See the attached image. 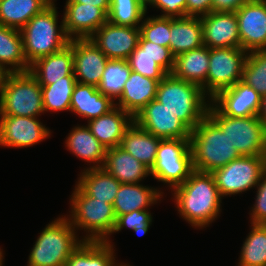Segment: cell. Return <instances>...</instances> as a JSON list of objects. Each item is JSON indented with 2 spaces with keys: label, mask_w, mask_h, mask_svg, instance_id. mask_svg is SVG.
<instances>
[{
  "label": "cell",
  "mask_w": 266,
  "mask_h": 266,
  "mask_svg": "<svg viewBox=\"0 0 266 266\" xmlns=\"http://www.w3.org/2000/svg\"><path fill=\"white\" fill-rule=\"evenodd\" d=\"M3 250L0 248V266H3V259H4V255H3Z\"/></svg>",
  "instance_id": "cell-50"
},
{
  "label": "cell",
  "mask_w": 266,
  "mask_h": 266,
  "mask_svg": "<svg viewBox=\"0 0 266 266\" xmlns=\"http://www.w3.org/2000/svg\"><path fill=\"white\" fill-rule=\"evenodd\" d=\"M193 170L190 139L160 141L155 164L150 170L154 179L173 189L184 183Z\"/></svg>",
  "instance_id": "cell-9"
},
{
  "label": "cell",
  "mask_w": 266,
  "mask_h": 266,
  "mask_svg": "<svg viewBox=\"0 0 266 266\" xmlns=\"http://www.w3.org/2000/svg\"><path fill=\"white\" fill-rule=\"evenodd\" d=\"M161 140L133 121L126 130L120 147L151 170Z\"/></svg>",
  "instance_id": "cell-30"
},
{
  "label": "cell",
  "mask_w": 266,
  "mask_h": 266,
  "mask_svg": "<svg viewBox=\"0 0 266 266\" xmlns=\"http://www.w3.org/2000/svg\"><path fill=\"white\" fill-rule=\"evenodd\" d=\"M113 244L105 241H82L71 253L65 266H121L116 263Z\"/></svg>",
  "instance_id": "cell-33"
},
{
  "label": "cell",
  "mask_w": 266,
  "mask_h": 266,
  "mask_svg": "<svg viewBox=\"0 0 266 266\" xmlns=\"http://www.w3.org/2000/svg\"><path fill=\"white\" fill-rule=\"evenodd\" d=\"M44 114L42 88L29 72L11 73L0 100V115L39 117Z\"/></svg>",
  "instance_id": "cell-8"
},
{
  "label": "cell",
  "mask_w": 266,
  "mask_h": 266,
  "mask_svg": "<svg viewBox=\"0 0 266 266\" xmlns=\"http://www.w3.org/2000/svg\"><path fill=\"white\" fill-rule=\"evenodd\" d=\"M242 81L254 88L261 96L266 94V49L248 53Z\"/></svg>",
  "instance_id": "cell-39"
},
{
  "label": "cell",
  "mask_w": 266,
  "mask_h": 266,
  "mask_svg": "<svg viewBox=\"0 0 266 266\" xmlns=\"http://www.w3.org/2000/svg\"><path fill=\"white\" fill-rule=\"evenodd\" d=\"M65 146L77 158L93 164L88 168H102L106 148L92 134L89 127L75 126L65 140Z\"/></svg>",
  "instance_id": "cell-29"
},
{
  "label": "cell",
  "mask_w": 266,
  "mask_h": 266,
  "mask_svg": "<svg viewBox=\"0 0 266 266\" xmlns=\"http://www.w3.org/2000/svg\"><path fill=\"white\" fill-rule=\"evenodd\" d=\"M207 115L226 133L241 156H266V129L258 116L229 117L211 101Z\"/></svg>",
  "instance_id": "cell-7"
},
{
  "label": "cell",
  "mask_w": 266,
  "mask_h": 266,
  "mask_svg": "<svg viewBox=\"0 0 266 266\" xmlns=\"http://www.w3.org/2000/svg\"><path fill=\"white\" fill-rule=\"evenodd\" d=\"M51 130L38 117L0 115V146L26 148L49 138Z\"/></svg>",
  "instance_id": "cell-13"
},
{
  "label": "cell",
  "mask_w": 266,
  "mask_h": 266,
  "mask_svg": "<svg viewBox=\"0 0 266 266\" xmlns=\"http://www.w3.org/2000/svg\"><path fill=\"white\" fill-rule=\"evenodd\" d=\"M10 74L11 72L8 69L0 66V100L5 89L6 81Z\"/></svg>",
  "instance_id": "cell-47"
},
{
  "label": "cell",
  "mask_w": 266,
  "mask_h": 266,
  "mask_svg": "<svg viewBox=\"0 0 266 266\" xmlns=\"http://www.w3.org/2000/svg\"><path fill=\"white\" fill-rule=\"evenodd\" d=\"M83 240L63 215L46 225L33 245L27 266H65Z\"/></svg>",
  "instance_id": "cell-6"
},
{
  "label": "cell",
  "mask_w": 266,
  "mask_h": 266,
  "mask_svg": "<svg viewBox=\"0 0 266 266\" xmlns=\"http://www.w3.org/2000/svg\"><path fill=\"white\" fill-rule=\"evenodd\" d=\"M190 149L193 169L201 172L212 173L241 156L208 115L191 131Z\"/></svg>",
  "instance_id": "cell-3"
},
{
  "label": "cell",
  "mask_w": 266,
  "mask_h": 266,
  "mask_svg": "<svg viewBox=\"0 0 266 266\" xmlns=\"http://www.w3.org/2000/svg\"><path fill=\"white\" fill-rule=\"evenodd\" d=\"M134 117L119 107L98 118L91 119L87 126L98 141L106 148L120 146L121 140L133 123Z\"/></svg>",
  "instance_id": "cell-21"
},
{
  "label": "cell",
  "mask_w": 266,
  "mask_h": 266,
  "mask_svg": "<svg viewBox=\"0 0 266 266\" xmlns=\"http://www.w3.org/2000/svg\"><path fill=\"white\" fill-rule=\"evenodd\" d=\"M204 45L200 17H170L169 48L174 56Z\"/></svg>",
  "instance_id": "cell-28"
},
{
  "label": "cell",
  "mask_w": 266,
  "mask_h": 266,
  "mask_svg": "<svg viewBox=\"0 0 266 266\" xmlns=\"http://www.w3.org/2000/svg\"><path fill=\"white\" fill-rule=\"evenodd\" d=\"M249 0H212L211 12H237Z\"/></svg>",
  "instance_id": "cell-45"
},
{
  "label": "cell",
  "mask_w": 266,
  "mask_h": 266,
  "mask_svg": "<svg viewBox=\"0 0 266 266\" xmlns=\"http://www.w3.org/2000/svg\"><path fill=\"white\" fill-rule=\"evenodd\" d=\"M64 8L63 25L70 40L90 38L108 21V15L93 5L66 2Z\"/></svg>",
  "instance_id": "cell-19"
},
{
  "label": "cell",
  "mask_w": 266,
  "mask_h": 266,
  "mask_svg": "<svg viewBox=\"0 0 266 266\" xmlns=\"http://www.w3.org/2000/svg\"><path fill=\"white\" fill-rule=\"evenodd\" d=\"M66 2H76L81 4L93 5L101 8L107 15L110 10V0H67Z\"/></svg>",
  "instance_id": "cell-46"
},
{
  "label": "cell",
  "mask_w": 266,
  "mask_h": 266,
  "mask_svg": "<svg viewBox=\"0 0 266 266\" xmlns=\"http://www.w3.org/2000/svg\"><path fill=\"white\" fill-rule=\"evenodd\" d=\"M156 100L175 114L191 131L207 115L210 103V99L199 85L178 79L172 74H167L159 82Z\"/></svg>",
  "instance_id": "cell-2"
},
{
  "label": "cell",
  "mask_w": 266,
  "mask_h": 266,
  "mask_svg": "<svg viewBox=\"0 0 266 266\" xmlns=\"http://www.w3.org/2000/svg\"><path fill=\"white\" fill-rule=\"evenodd\" d=\"M160 9L163 13L161 17H185L186 0H153L149 7Z\"/></svg>",
  "instance_id": "cell-43"
},
{
  "label": "cell",
  "mask_w": 266,
  "mask_h": 266,
  "mask_svg": "<svg viewBox=\"0 0 266 266\" xmlns=\"http://www.w3.org/2000/svg\"><path fill=\"white\" fill-rule=\"evenodd\" d=\"M251 224L240 251L238 266H266V225Z\"/></svg>",
  "instance_id": "cell-37"
},
{
  "label": "cell",
  "mask_w": 266,
  "mask_h": 266,
  "mask_svg": "<svg viewBox=\"0 0 266 266\" xmlns=\"http://www.w3.org/2000/svg\"><path fill=\"white\" fill-rule=\"evenodd\" d=\"M209 69V48L205 45L175 56L171 74L187 82L199 85L206 95Z\"/></svg>",
  "instance_id": "cell-27"
},
{
  "label": "cell",
  "mask_w": 266,
  "mask_h": 266,
  "mask_svg": "<svg viewBox=\"0 0 266 266\" xmlns=\"http://www.w3.org/2000/svg\"><path fill=\"white\" fill-rule=\"evenodd\" d=\"M266 172V156H239L212 172L221 197L253 189Z\"/></svg>",
  "instance_id": "cell-10"
},
{
  "label": "cell",
  "mask_w": 266,
  "mask_h": 266,
  "mask_svg": "<svg viewBox=\"0 0 266 266\" xmlns=\"http://www.w3.org/2000/svg\"><path fill=\"white\" fill-rule=\"evenodd\" d=\"M257 193L255 203L250 211V221L254 224L266 225V172L256 185Z\"/></svg>",
  "instance_id": "cell-42"
},
{
  "label": "cell",
  "mask_w": 266,
  "mask_h": 266,
  "mask_svg": "<svg viewBox=\"0 0 266 266\" xmlns=\"http://www.w3.org/2000/svg\"><path fill=\"white\" fill-rule=\"evenodd\" d=\"M147 8L139 0H110L108 21L115 25L139 27Z\"/></svg>",
  "instance_id": "cell-38"
},
{
  "label": "cell",
  "mask_w": 266,
  "mask_h": 266,
  "mask_svg": "<svg viewBox=\"0 0 266 266\" xmlns=\"http://www.w3.org/2000/svg\"><path fill=\"white\" fill-rule=\"evenodd\" d=\"M76 185L86 195L113 205L121 183L103 168H84Z\"/></svg>",
  "instance_id": "cell-31"
},
{
  "label": "cell",
  "mask_w": 266,
  "mask_h": 266,
  "mask_svg": "<svg viewBox=\"0 0 266 266\" xmlns=\"http://www.w3.org/2000/svg\"><path fill=\"white\" fill-rule=\"evenodd\" d=\"M29 72L40 85H50L52 81L64 80V77L74 75L73 39L60 51L37 59L30 65Z\"/></svg>",
  "instance_id": "cell-22"
},
{
  "label": "cell",
  "mask_w": 266,
  "mask_h": 266,
  "mask_svg": "<svg viewBox=\"0 0 266 266\" xmlns=\"http://www.w3.org/2000/svg\"><path fill=\"white\" fill-rule=\"evenodd\" d=\"M146 8L151 4L153 0H139Z\"/></svg>",
  "instance_id": "cell-49"
},
{
  "label": "cell",
  "mask_w": 266,
  "mask_h": 266,
  "mask_svg": "<svg viewBox=\"0 0 266 266\" xmlns=\"http://www.w3.org/2000/svg\"><path fill=\"white\" fill-rule=\"evenodd\" d=\"M258 117L263 124L264 128L266 129V94L262 96L261 99V108L258 114Z\"/></svg>",
  "instance_id": "cell-48"
},
{
  "label": "cell",
  "mask_w": 266,
  "mask_h": 266,
  "mask_svg": "<svg viewBox=\"0 0 266 266\" xmlns=\"http://www.w3.org/2000/svg\"><path fill=\"white\" fill-rule=\"evenodd\" d=\"M0 66L11 73L27 72V63L21 31L0 24Z\"/></svg>",
  "instance_id": "cell-32"
},
{
  "label": "cell",
  "mask_w": 266,
  "mask_h": 266,
  "mask_svg": "<svg viewBox=\"0 0 266 266\" xmlns=\"http://www.w3.org/2000/svg\"><path fill=\"white\" fill-rule=\"evenodd\" d=\"M54 0L42 12L36 14L20 30L27 63L60 51L69 44L63 20L58 26V11Z\"/></svg>",
  "instance_id": "cell-5"
},
{
  "label": "cell",
  "mask_w": 266,
  "mask_h": 266,
  "mask_svg": "<svg viewBox=\"0 0 266 266\" xmlns=\"http://www.w3.org/2000/svg\"><path fill=\"white\" fill-rule=\"evenodd\" d=\"M140 28L104 23L91 37L108 59L127 60L138 46Z\"/></svg>",
  "instance_id": "cell-15"
},
{
  "label": "cell",
  "mask_w": 266,
  "mask_h": 266,
  "mask_svg": "<svg viewBox=\"0 0 266 266\" xmlns=\"http://www.w3.org/2000/svg\"><path fill=\"white\" fill-rule=\"evenodd\" d=\"M172 191L178 213L192 227H208L220 216L222 197L212 173L193 170Z\"/></svg>",
  "instance_id": "cell-1"
},
{
  "label": "cell",
  "mask_w": 266,
  "mask_h": 266,
  "mask_svg": "<svg viewBox=\"0 0 266 266\" xmlns=\"http://www.w3.org/2000/svg\"><path fill=\"white\" fill-rule=\"evenodd\" d=\"M212 0H186V16L202 17L211 12Z\"/></svg>",
  "instance_id": "cell-44"
},
{
  "label": "cell",
  "mask_w": 266,
  "mask_h": 266,
  "mask_svg": "<svg viewBox=\"0 0 266 266\" xmlns=\"http://www.w3.org/2000/svg\"><path fill=\"white\" fill-rule=\"evenodd\" d=\"M144 18L139 26L140 36L147 41L169 47L170 17L151 16Z\"/></svg>",
  "instance_id": "cell-40"
},
{
  "label": "cell",
  "mask_w": 266,
  "mask_h": 266,
  "mask_svg": "<svg viewBox=\"0 0 266 266\" xmlns=\"http://www.w3.org/2000/svg\"><path fill=\"white\" fill-rule=\"evenodd\" d=\"M158 84L159 81L132 71L121 97L118 102L115 101L116 107L135 117L150 101L156 99Z\"/></svg>",
  "instance_id": "cell-23"
},
{
  "label": "cell",
  "mask_w": 266,
  "mask_h": 266,
  "mask_svg": "<svg viewBox=\"0 0 266 266\" xmlns=\"http://www.w3.org/2000/svg\"><path fill=\"white\" fill-rule=\"evenodd\" d=\"M71 214L67 215L72 227L84 230L83 241H105L111 244L116 225L113 205L86 195L76 184L70 196Z\"/></svg>",
  "instance_id": "cell-4"
},
{
  "label": "cell",
  "mask_w": 266,
  "mask_h": 266,
  "mask_svg": "<svg viewBox=\"0 0 266 266\" xmlns=\"http://www.w3.org/2000/svg\"><path fill=\"white\" fill-rule=\"evenodd\" d=\"M116 107L115 102L105 96L96 86L76 83L71 96L70 111L88 119L107 114Z\"/></svg>",
  "instance_id": "cell-24"
},
{
  "label": "cell",
  "mask_w": 266,
  "mask_h": 266,
  "mask_svg": "<svg viewBox=\"0 0 266 266\" xmlns=\"http://www.w3.org/2000/svg\"><path fill=\"white\" fill-rule=\"evenodd\" d=\"M102 168L120 183H141L150 176V169L120 146L106 149Z\"/></svg>",
  "instance_id": "cell-25"
},
{
  "label": "cell",
  "mask_w": 266,
  "mask_h": 266,
  "mask_svg": "<svg viewBox=\"0 0 266 266\" xmlns=\"http://www.w3.org/2000/svg\"><path fill=\"white\" fill-rule=\"evenodd\" d=\"M262 96L242 80L220 91L210 101L229 117L258 116Z\"/></svg>",
  "instance_id": "cell-17"
},
{
  "label": "cell",
  "mask_w": 266,
  "mask_h": 266,
  "mask_svg": "<svg viewBox=\"0 0 266 266\" xmlns=\"http://www.w3.org/2000/svg\"><path fill=\"white\" fill-rule=\"evenodd\" d=\"M131 72L127 60L108 59L100 84L97 86L98 90L115 102L121 97Z\"/></svg>",
  "instance_id": "cell-35"
},
{
  "label": "cell",
  "mask_w": 266,
  "mask_h": 266,
  "mask_svg": "<svg viewBox=\"0 0 266 266\" xmlns=\"http://www.w3.org/2000/svg\"><path fill=\"white\" fill-rule=\"evenodd\" d=\"M163 193L160 188L140 183H121L113 202L116 218L134 210L149 209V206L161 201Z\"/></svg>",
  "instance_id": "cell-26"
},
{
  "label": "cell",
  "mask_w": 266,
  "mask_h": 266,
  "mask_svg": "<svg viewBox=\"0 0 266 266\" xmlns=\"http://www.w3.org/2000/svg\"><path fill=\"white\" fill-rule=\"evenodd\" d=\"M174 60L169 47L144 40L141 36L138 46L127 59L132 71L159 82L171 74Z\"/></svg>",
  "instance_id": "cell-12"
},
{
  "label": "cell",
  "mask_w": 266,
  "mask_h": 266,
  "mask_svg": "<svg viewBox=\"0 0 266 266\" xmlns=\"http://www.w3.org/2000/svg\"><path fill=\"white\" fill-rule=\"evenodd\" d=\"M200 18L205 46L208 48H241L235 12H210Z\"/></svg>",
  "instance_id": "cell-20"
},
{
  "label": "cell",
  "mask_w": 266,
  "mask_h": 266,
  "mask_svg": "<svg viewBox=\"0 0 266 266\" xmlns=\"http://www.w3.org/2000/svg\"><path fill=\"white\" fill-rule=\"evenodd\" d=\"M76 83L75 76L69 75L64 80L52 81L50 85H40L44 112L70 111L71 96Z\"/></svg>",
  "instance_id": "cell-36"
},
{
  "label": "cell",
  "mask_w": 266,
  "mask_h": 266,
  "mask_svg": "<svg viewBox=\"0 0 266 266\" xmlns=\"http://www.w3.org/2000/svg\"><path fill=\"white\" fill-rule=\"evenodd\" d=\"M247 56L248 52L241 48H209L206 96L210 100L242 80Z\"/></svg>",
  "instance_id": "cell-11"
},
{
  "label": "cell",
  "mask_w": 266,
  "mask_h": 266,
  "mask_svg": "<svg viewBox=\"0 0 266 266\" xmlns=\"http://www.w3.org/2000/svg\"><path fill=\"white\" fill-rule=\"evenodd\" d=\"M148 210L150 209L134 210L130 213L118 216L112 234L121 231L123 228H128L138 235H145L148 232L153 219Z\"/></svg>",
  "instance_id": "cell-41"
},
{
  "label": "cell",
  "mask_w": 266,
  "mask_h": 266,
  "mask_svg": "<svg viewBox=\"0 0 266 266\" xmlns=\"http://www.w3.org/2000/svg\"><path fill=\"white\" fill-rule=\"evenodd\" d=\"M54 0H1L0 24L21 30Z\"/></svg>",
  "instance_id": "cell-34"
},
{
  "label": "cell",
  "mask_w": 266,
  "mask_h": 266,
  "mask_svg": "<svg viewBox=\"0 0 266 266\" xmlns=\"http://www.w3.org/2000/svg\"><path fill=\"white\" fill-rule=\"evenodd\" d=\"M241 49H266V1L249 0L237 12Z\"/></svg>",
  "instance_id": "cell-16"
},
{
  "label": "cell",
  "mask_w": 266,
  "mask_h": 266,
  "mask_svg": "<svg viewBox=\"0 0 266 266\" xmlns=\"http://www.w3.org/2000/svg\"><path fill=\"white\" fill-rule=\"evenodd\" d=\"M152 135L164 139H190L191 130L162 103L153 99L134 117Z\"/></svg>",
  "instance_id": "cell-14"
},
{
  "label": "cell",
  "mask_w": 266,
  "mask_h": 266,
  "mask_svg": "<svg viewBox=\"0 0 266 266\" xmlns=\"http://www.w3.org/2000/svg\"><path fill=\"white\" fill-rule=\"evenodd\" d=\"M121 266H130V265H128V264H126V263H125V264L123 263Z\"/></svg>",
  "instance_id": "cell-51"
},
{
  "label": "cell",
  "mask_w": 266,
  "mask_h": 266,
  "mask_svg": "<svg viewBox=\"0 0 266 266\" xmlns=\"http://www.w3.org/2000/svg\"><path fill=\"white\" fill-rule=\"evenodd\" d=\"M108 58L90 38L73 39V70L78 83L98 86Z\"/></svg>",
  "instance_id": "cell-18"
}]
</instances>
